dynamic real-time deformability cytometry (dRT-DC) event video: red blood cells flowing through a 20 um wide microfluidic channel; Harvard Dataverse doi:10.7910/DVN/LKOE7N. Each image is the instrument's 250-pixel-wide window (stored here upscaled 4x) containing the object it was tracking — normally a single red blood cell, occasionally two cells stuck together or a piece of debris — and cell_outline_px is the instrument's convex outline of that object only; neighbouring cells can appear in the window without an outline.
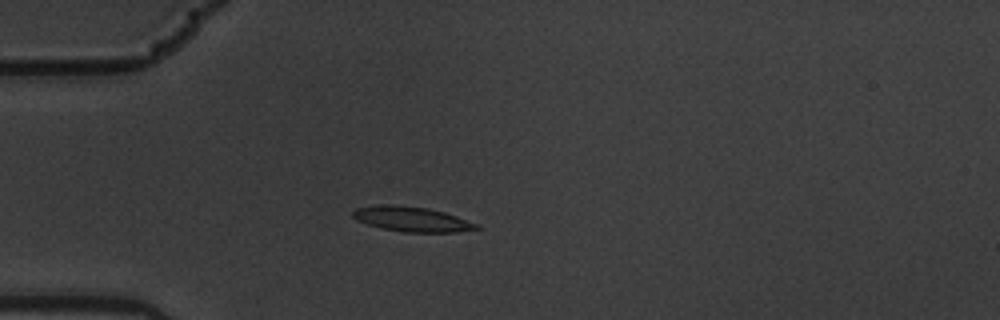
{"species": "common noctule bat (a hibernating species)", "species_latin": "Nyctalus noctula", "temperature_condition": "warm", "stored_images_in_passage": 42, "camera_frame_rate_fps": 3000, "um_per_image_px": 0.085, "animal": {"sex": "male", "body_mass_g": 19.5, "forearm_length_mm": 54.6}, "frame": {"image": 1, "passage_image": 1, "time_ms": 0.0, "image_size_px": [1000, 320], "cell_outline_px": [[484, 228], [456, 232], [404, 232], [384, 228], [368, 224], [356, 220], [352, 216], [352, 212], [356, 208], [392, 204], [428, 208], [444, 212], [480, 224]], "centroid_in_image_um": [35.07, 18.63], "position_along_channel_um": 49.9, "area_um2": 17.86}}
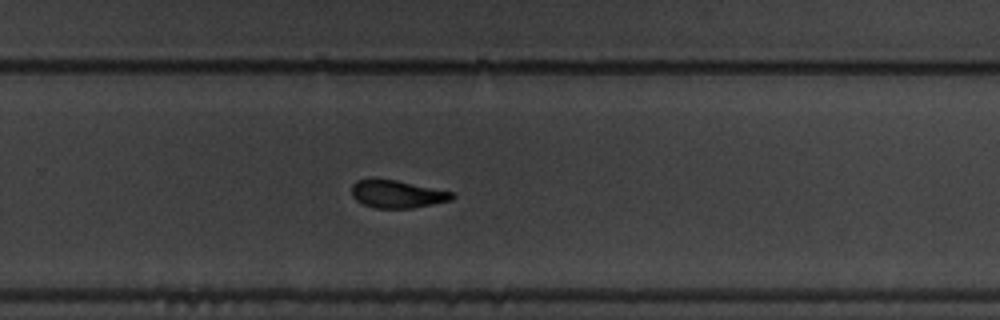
{"frame": {"image": 2, "passage_image": 23, "time_ms": 7.333, "image_size_px": [1000, 320], "cell_outline_px": [[456, 196], [452, 200], [412, 208], [376, 208], [364, 204], [356, 200], [352, 196], [352, 184], [356, 180], [372, 176], [396, 180], [456, 192]], "centroid_in_image_um": [33.75, 16.46], "position_along_channel_um": 296.0, "area_um2": 16.7}}
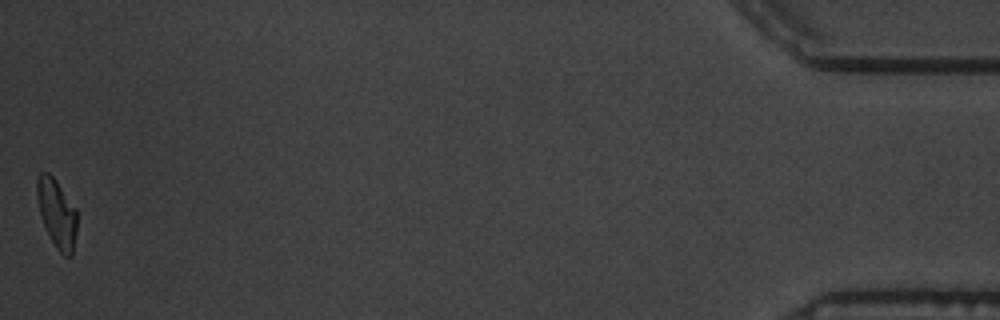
{"frame": {"image": 3, "passage_image": 42, "time_ms": 13.667, "image_size_px": [1000, 320], "cell_outline_px": [[76, 232], [72, 256], [64, 256], [56, 248], [44, 224], [40, 212], [36, 196], [36, 180], [40, 172], [48, 172], [56, 180], [76, 208]], "centroid_in_image_um": [4.83, 18.11], "position_along_channel_um": 430.4, "area_um2": 15.84}, "authors_computed_cell_mechanics": {"area_um2": 16.8487, "velocity_mm_per_s": 3.5611, "shape_relaxation_time_tau1_ms": 3.4848, "shape_relaxation_time_tau2_ms": 2.8332, "deformation_change_tau1": 0.1795, "deformation_change_tau2": 0.1102}}